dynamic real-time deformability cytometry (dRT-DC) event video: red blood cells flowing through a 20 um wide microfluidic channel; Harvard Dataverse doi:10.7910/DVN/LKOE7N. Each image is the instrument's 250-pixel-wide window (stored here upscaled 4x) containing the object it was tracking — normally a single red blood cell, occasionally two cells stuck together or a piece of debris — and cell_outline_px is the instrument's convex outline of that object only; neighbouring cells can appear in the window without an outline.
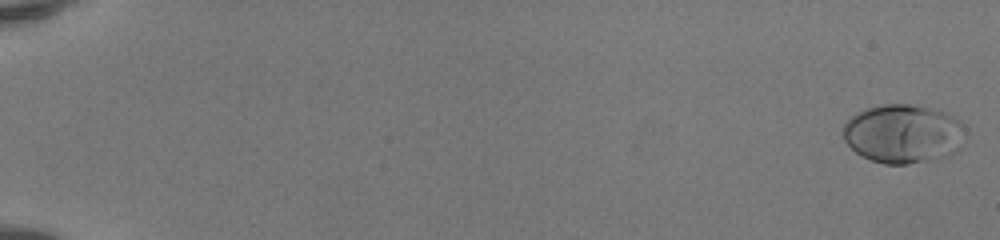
{"species": "human", "species_latin": "Homo sapiens", "temperature_condition": "room temperature", "stored_images_in_passage": 51, "camera_frame_rate_fps": 3000, "um_per_image_px": 0.085, "donor": {"sex": "female"}, "frame": {"image": 1, "passage_image": 1, "time_ms": 0.0, "image_size_px": [1000, 240], "cell_outline_px": [[964, 128], [960, 148], [948, 156], [940, 160], [908, 164], [884, 164], [860, 156], [844, 140], [844, 124], [848, 116], [868, 108], [884, 104], [908, 104], [936, 108], [948, 112], [960, 120]], "centroid_in_image_um": [76.79, 11.37], "position_along_channel_um": 8.2, "area_um2": 42.48}}
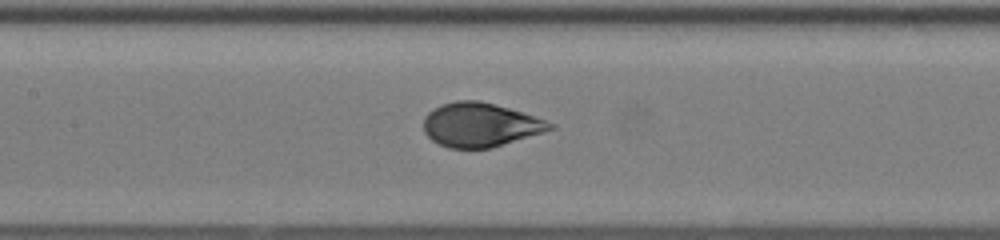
{"frame": {"image": 2, "passage_image": 27, "time_ms": 8.667, "image_size_px": [1000, 240], "cell_outline_px": [[556, 128], [544, 132], [492, 148], [448, 148], [432, 140], [424, 132], [424, 116], [428, 112], [440, 104], [456, 100], [480, 100], [508, 108], [556, 124]], "centroid_in_image_um": [40.8, 10.61], "position_along_channel_um": 166.6, "area_um2": 32.37}}
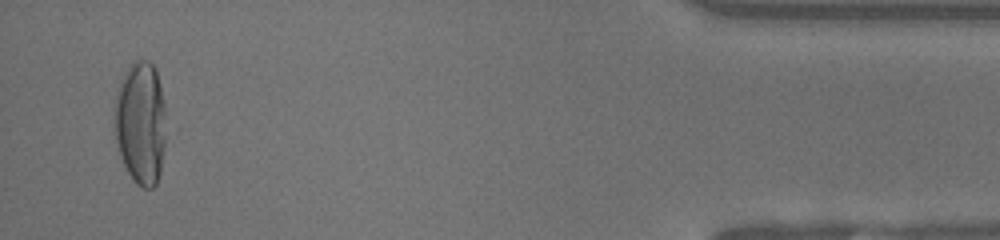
{"frame": {"image": 3, "passage_image": 50, "time_ms": 16.333, "image_size_px": [1000, 240], "cell_outline_px": [[164, 144], [160, 172], [156, 184], [152, 188], [144, 188], [136, 184], [132, 180], [120, 156], [116, 140], [112, 120], [116, 96], [120, 80], [128, 64], [136, 60], [148, 60], [156, 68], [164, 104]], "centroid_in_image_um": [11.92, 10.42], "position_along_channel_um": 423.3, "area_um2": 37.28}, "authors_computed_cell_mechanics": {"area_um2": 33.9286, "velocity_mm_per_s": 4.1512, "shape_relaxation_time_tau1_ms": 4.325, "shape_relaxation_time_tau2_ms": null, "deformation_change_tau1": 0.2464, "deformation_change_tau2": null}}